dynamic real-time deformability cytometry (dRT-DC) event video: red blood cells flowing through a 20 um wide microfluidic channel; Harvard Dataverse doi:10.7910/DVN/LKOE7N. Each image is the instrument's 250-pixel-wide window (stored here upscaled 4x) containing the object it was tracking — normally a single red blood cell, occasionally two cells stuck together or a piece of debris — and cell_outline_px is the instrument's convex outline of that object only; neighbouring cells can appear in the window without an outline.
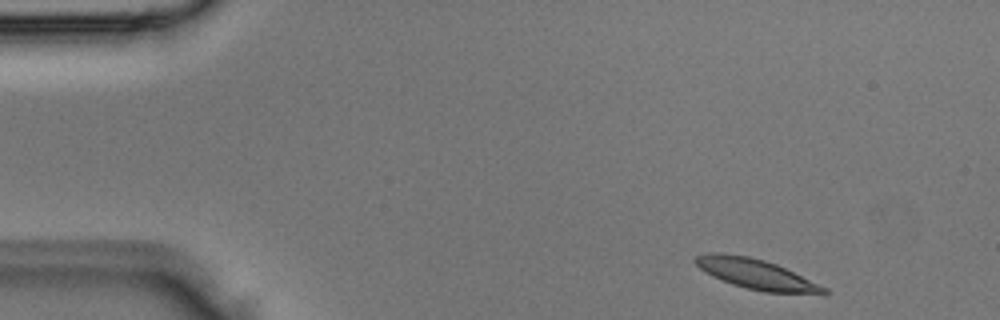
{"species": "Egyptian fruit bat (a non-hibernating species)", "species_latin": "Rousettus aegyptiacus", "temperature_condition": "room temperature", "stored_images_in_passage": 2, "segment_of_instrument_passage": [2, 2], "camera_frame_rate_fps": 3000, "um_per_image_px": 0.085, "animal": {"sex": "male"}, "frame": {"image": 1, "passage_image": 2, "time_ms": 0.333, "image_size_px": [1000, 320], "cell_outline_px": [[832, 292], [824, 296], [764, 292], [744, 288], [732, 284], [712, 276], [704, 272], [692, 260], [696, 256], [712, 252], [716, 252], [748, 256], [764, 260], [776, 264], [828, 288]], "centroid_in_image_um": [64.37, 23.34], "position_along_channel_um": 20.6, "area_um2": 23.06}}